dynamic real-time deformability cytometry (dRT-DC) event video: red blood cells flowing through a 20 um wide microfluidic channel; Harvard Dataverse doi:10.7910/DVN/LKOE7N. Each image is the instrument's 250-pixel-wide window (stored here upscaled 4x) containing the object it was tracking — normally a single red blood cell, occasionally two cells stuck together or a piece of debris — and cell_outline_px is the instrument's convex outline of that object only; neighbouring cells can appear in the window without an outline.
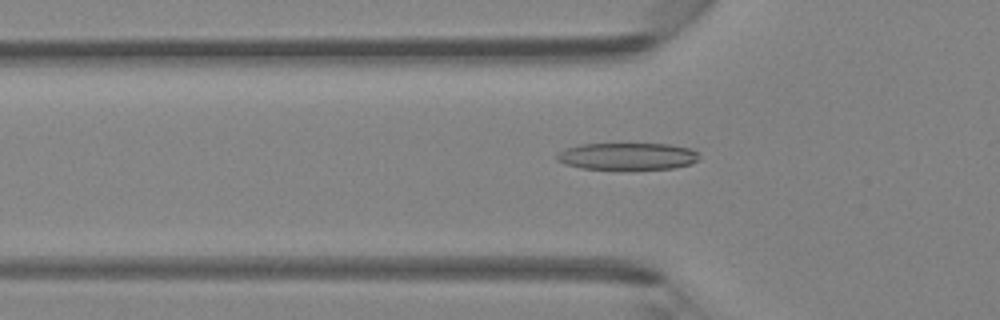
{"species": "Egyptian fruit bat (a non-hibernating species)", "species_latin": "Rousettus aegyptiacus", "temperature_condition": "room temperature", "stored_images_in_passage": 34, "camera_frame_rate_fps": 3000, "um_per_image_px": 0.085, "animal": {"sex": "female"}, "frame": {"image": 1, "passage_image": 4, "time_ms": 1.0, "image_size_px": [1000, 320], "cell_outline_px": [[700, 160], [692, 164], [672, 168], [580, 168], [564, 164], [556, 160], [556, 156], [560, 152], [568, 148], [580, 144], [668, 144], [692, 148], [700, 156]], "centroid_in_image_um": [53.37, 13.27], "position_along_channel_um": 72.4, "area_um2": 22.14}}
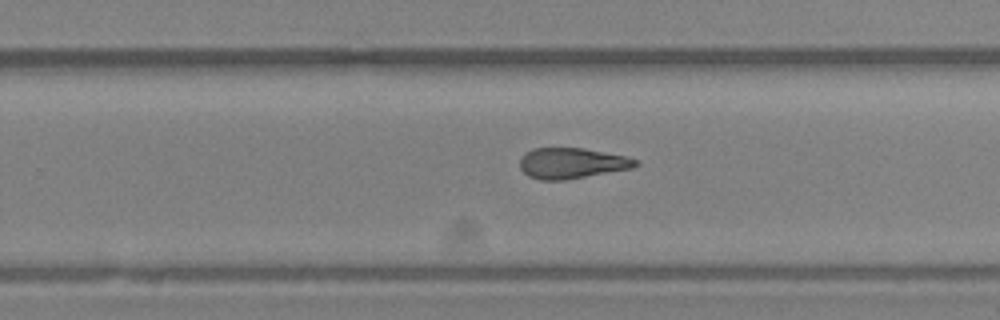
{"frame": {"image": 2, "passage_image": 18, "time_ms": 5.667, "image_size_px": [1000, 320], "cell_outline_px": [[640, 164], [632, 168], [564, 180], [540, 180], [528, 176], [520, 168], [520, 160], [524, 152], [532, 148], [584, 148], [624, 156], [636, 160]], "centroid_in_image_um": [48.55, 13.87], "position_along_channel_um": 281.2, "area_um2": 20.58}}
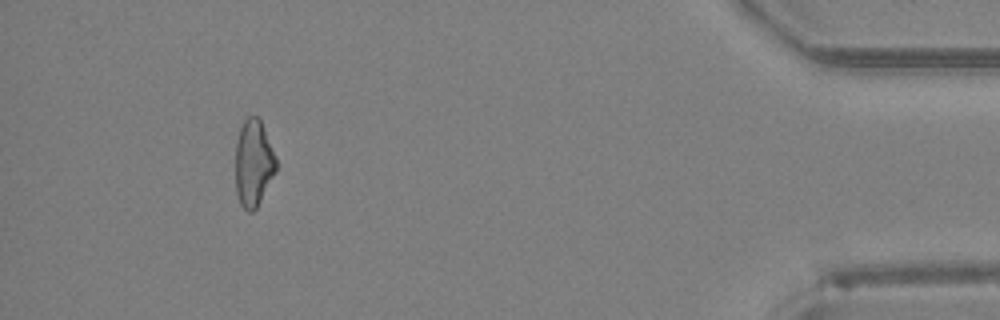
{"frame": {"image": 3, "passage_image": 31, "time_ms": 10.0, "image_size_px": [1000, 320], "cell_outline_px": [[276, 172], [256, 208], [252, 212], [248, 212], [240, 204], [236, 192], [236, 144], [240, 128], [244, 120], [248, 116], [256, 116], [260, 120], [276, 156]], "centroid_in_image_um": [21.54, 13.88], "position_along_channel_um": 413.7, "area_um2": 20.4}}